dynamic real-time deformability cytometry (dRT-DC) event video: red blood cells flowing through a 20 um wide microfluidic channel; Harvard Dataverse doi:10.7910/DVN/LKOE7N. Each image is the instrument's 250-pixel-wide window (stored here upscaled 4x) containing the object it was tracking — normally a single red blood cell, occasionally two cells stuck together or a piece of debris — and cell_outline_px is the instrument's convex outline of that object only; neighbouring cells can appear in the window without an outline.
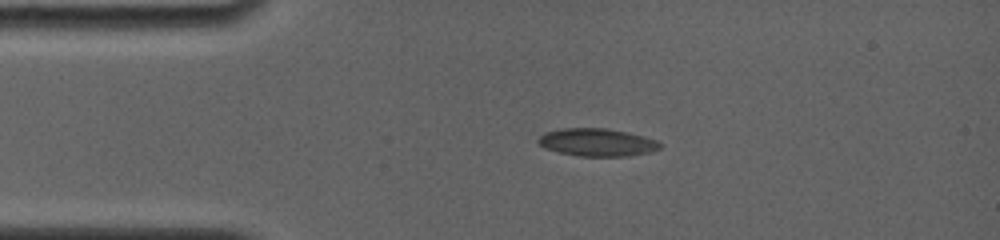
{"species": "common noctule bat (a hibernating species)", "species_latin": "Nyctalus noctula", "temperature_condition": "room temperature", "stored_images_in_passage": 6, "camera_frame_rate_fps": 4000, "um_per_image_px": 0.085, "animal": {"sex": "female", "body_mass_g": 19.0, "forearm_length_mm": 56.7}, "frame": {"image": 1, "passage_image": 1, "time_ms": 0.0, "image_size_px": [1000, 240], "cell_outline_px": [[660, 148], [652, 152], [628, 156], [580, 156], [560, 152], [544, 148], [536, 140], [544, 132], [560, 128], [604, 128], [628, 132], [644, 136], [656, 140], [660, 144]], "centroid_in_image_um": [50.74, 12.09], "position_along_channel_um": 34.3, "area_um2": 19.71}}
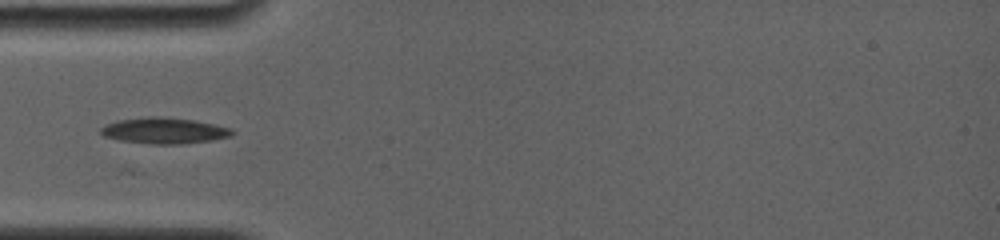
{"frame": {"image": 2, "passage_image": 3, "time_ms": 1.75, "image_size_px": [1000, 240], "cell_outline_px": [[236, 132], [232, 136], [212, 140], [184, 144], [152, 144], [120, 140], [104, 136], [100, 132], [100, 128], [116, 120], [148, 116], [160, 116], [196, 120], [232, 128]], "centroid_in_image_um": [14.0, 11.1], "position_along_channel_um": 71.0, "area_um2": 20.11}}
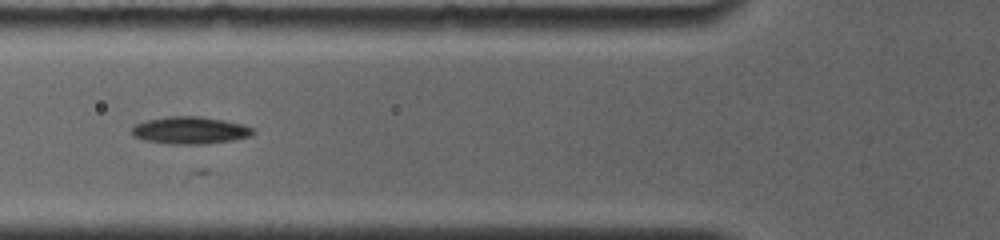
{"frame": {"image": 3, "passage_image": 4, "time_ms": 2.75, "image_size_px": [1000, 240], "cell_outline_px": [[256, 132], [252, 136], [232, 140], [204, 144], [168, 144], [144, 140], [132, 136], [132, 128], [136, 124], [148, 120], [168, 116], [200, 116], [224, 120], [244, 124], [252, 128]], "centroid_in_image_um": [16.18, 11.08], "position_along_channel_um": 109.6, "area_um2": 19.36}}